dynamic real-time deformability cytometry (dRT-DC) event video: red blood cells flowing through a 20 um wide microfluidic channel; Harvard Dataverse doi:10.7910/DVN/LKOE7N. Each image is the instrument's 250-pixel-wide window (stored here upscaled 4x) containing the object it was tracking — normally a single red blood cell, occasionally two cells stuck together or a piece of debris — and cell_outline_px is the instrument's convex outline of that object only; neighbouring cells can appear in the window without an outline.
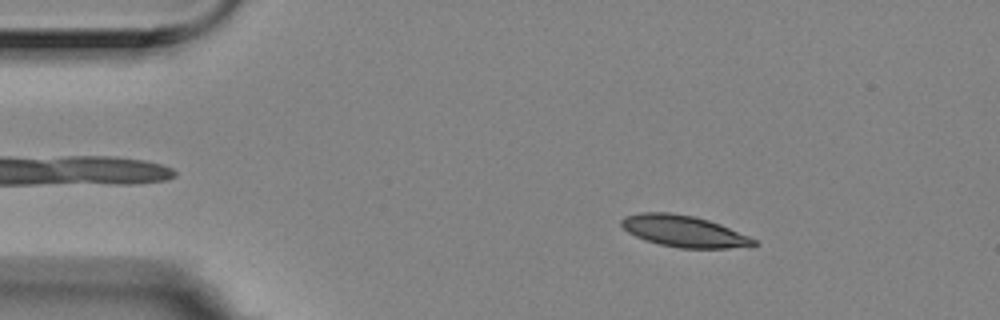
{"species": "Egyptian fruit bat (a non-hibernating species)", "species_latin": "Rousettus aegyptiacus", "temperature_condition": "room temperature", "stored_images_in_passage": 5, "segment_of_instrument_passage": [1, 2], "camera_frame_rate_fps": 3000, "um_per_image_px": 0.085, "animal": {"sex": "female"}, "frame": {"image": 1, "passage_image": 2, "time_ms": 0.333, "image_size_px": [1000, 320], "cell_outline_px": [[760, 244], [752, 248], [680, 248], [660, 244], [636, 236], [628, 232], [620, 224], [620, 220], [624, 216], [640, 212], [668, 212], [696, 216], [720, 224], [748, 236], [756, 240]], "centroid_in_image_um": [58.18, 19.65], "position_along_channel_um": 26.8, "area_um2": 24.45}}